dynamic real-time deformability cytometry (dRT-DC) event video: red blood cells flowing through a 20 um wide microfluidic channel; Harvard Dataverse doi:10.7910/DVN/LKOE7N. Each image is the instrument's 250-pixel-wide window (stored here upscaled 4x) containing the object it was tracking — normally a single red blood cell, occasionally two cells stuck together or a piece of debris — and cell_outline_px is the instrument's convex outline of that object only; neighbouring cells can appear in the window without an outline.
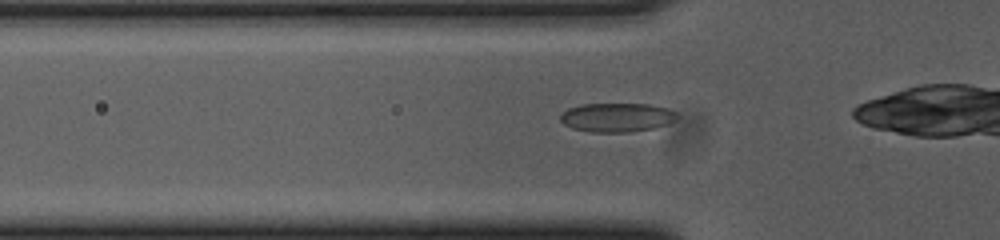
{"species": "common noctule bat (a hibernating species)", "species_latin": "Nyctalus noctula", "temperature_condition": "cold", "stored_images_in_passage": 39, "camera_frame_rate_fps": 3000, "um_per_image_px": 0.085, "animal": {"sex": "female", "body_mass_g": 23.0, "forearm_length_mm": 53.4}, "frame": {"image": 1, "passage_image": 12, "time_ms": 3.667, "image_size_px": [1000, 240], "cell_outline_px": [[676, 116], [668, 124], [652, 128], [628, 132], [592, 132], [572, 128], [564, 124], [560, 120], [560, 116], [568, 108], [580, 104], [648, 104], [668, 108], [676, 112]], "centroid_in_image_um": [52.4, 9.97], "position_along_channel_um": 73.4, "area_um2": 19.54}}
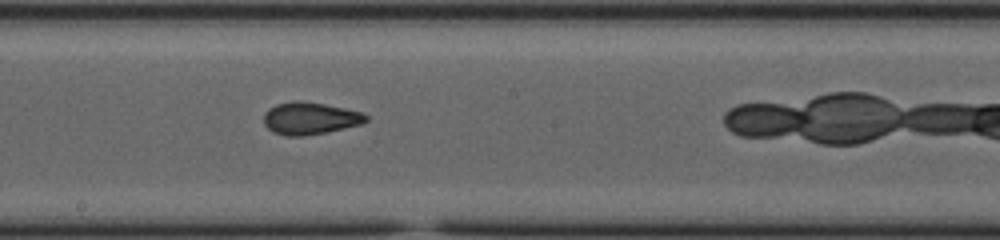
{"frame": {"image": 2, "passage_image": 24, "time_ms": 7.667, "image_size_px": [1000, 240], "cell_outline_px": [[368, 120], [360, 124], [328, 132], [304, 136], [288, 136], [272, 132], [264, 124], [264, 112], [268, 108], [276, 104], [296, 100], [324, 104], [364, 112], [368, 116]], "centroid_in_image_um": [26.34, 10.06], "position_along_channel_um": 221.9, "area_um2": 19.31}}
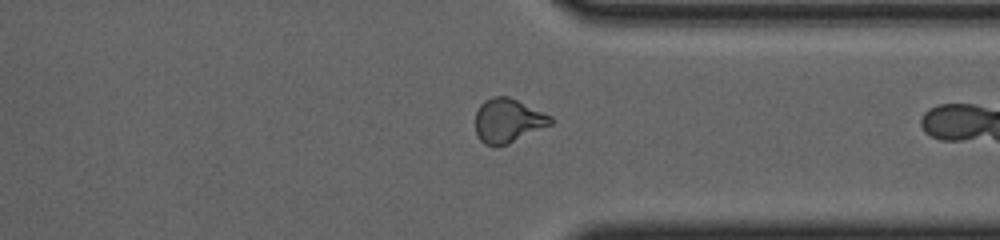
{"frame": {"image": 3, "passage_image": 36, "time_ms": 11.667, "image_size_px": [1000, 240], "cell_outline_px": [[552, 124], [508, 144], [484, 144], [480, 140], [476, 132], [476, 112], [480, 104], [484, 100], [492, 96], [508, 96], [552, 116]], "centroid_in_image_um": [43.17, 10.23], "position_along_channel_um": 368.2, "area_um2": 19.07}}